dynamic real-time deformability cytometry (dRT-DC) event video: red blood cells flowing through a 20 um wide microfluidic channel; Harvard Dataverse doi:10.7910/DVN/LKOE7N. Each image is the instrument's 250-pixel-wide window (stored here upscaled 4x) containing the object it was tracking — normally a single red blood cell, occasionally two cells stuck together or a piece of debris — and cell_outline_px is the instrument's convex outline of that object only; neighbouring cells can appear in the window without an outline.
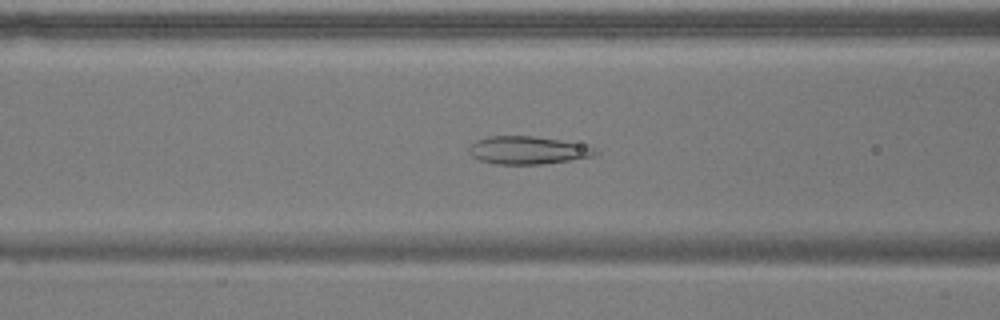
{"species": "common noctule bat (a hibernating species)", "species_latin": "Nyctalus noctula", "temperature_condition": "warm", "stored_images_in_passage": 40, "camera_frame_rate_fps": 3000, "um_per_image_px": 0.085, "animal": {"sex": "male", "body_mass_g": 17.9}, "frame": {"image": 1, "passage_image": 7, "time_ms": 2.0, "image_size_px": [1000, 320], "cell_outline_px": [[600, 152], [592, 156], [544, 164], [496, 164], [480, 160], [472, 156], [468, 152], [468, 148], [476, 140], [488, 136], [532, 136], [560, 140], [592, 148]], "centroid_in_image_um": [44.78, 12.77], "position_along_channel_um": 121.8, "area_um2": 20.17}}
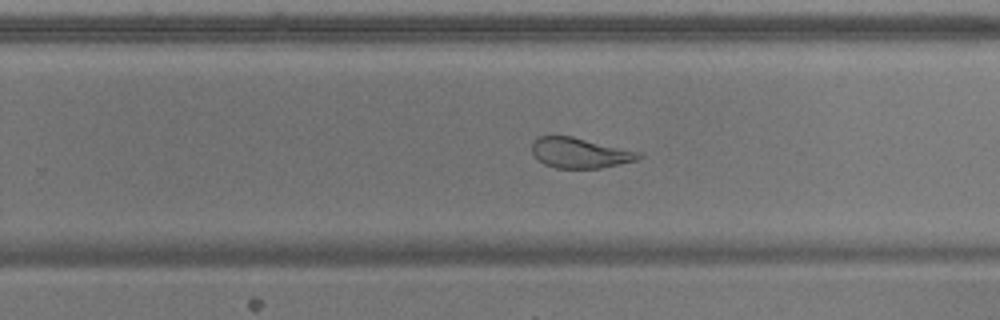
{"frame": {"image": 2, "passage_image": 20, "time_ms": 6.333, "image_size_px": [1000, 320], "cell_outline_px": [[644, 156], [636, 160], [600, 168], [556, 168], [544, 164], [532, 152], [532, 144], [540, 136], [572, 136], [644, 152]], "centroid_in_image_um": [49.36, 12.99], "position_along_channel_um": 280.4, "area_um2": 18.84}}
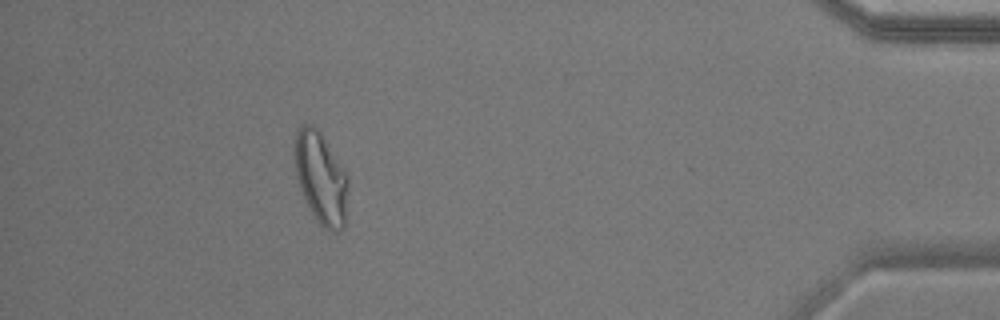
{"frame": {"image": 3, "passage_image": 35, "time_ms": 11.333, "image_size_px": [1000, 320], "cell_outline_px": [[348, 188], [344, 228], [336, 232], [332, 232], [324, 228], [316, 220], [304, 200], [296, 176], [296, 132], [300, 124], [312, 124], [320, 132], [344, 168], [348, 176]], "centroid_in_image_um": [27.3, 15.17], "position_along_channel_um": 407.9, "area_um2": 28.5}, "authors_computed_cell_mechanics": {"area_um2": 21.8195, "velocity_mm_per_s": 3.6685, "shape_relaxation_time_tau1_ms": null, "shape_relaxation_time_tau2_ms": 1.2267, "deformation_change_tau1": null, "deformation_change_tau2": 0.0908}}